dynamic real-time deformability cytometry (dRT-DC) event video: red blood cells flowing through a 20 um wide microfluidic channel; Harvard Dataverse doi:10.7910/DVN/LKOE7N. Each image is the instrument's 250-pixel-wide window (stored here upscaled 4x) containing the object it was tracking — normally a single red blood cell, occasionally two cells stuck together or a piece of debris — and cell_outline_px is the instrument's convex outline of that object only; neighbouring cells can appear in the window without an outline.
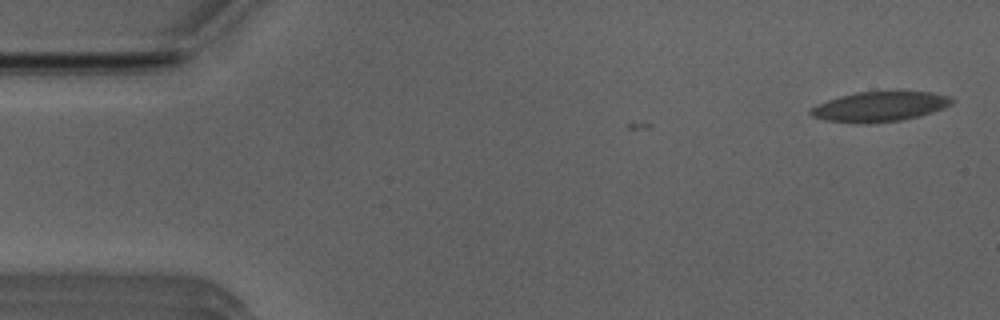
{"species": "Egyptian fruit bat (a non-hibernating species)", "species_latin": "Rousettus aegyptiacus", "temperature_condition": "room temperature", "stored_images_in_passage": 4, "camera_frame_rate_fps": 3000, "um_per_image_px": 0.085, "animal": {"sex": "male"}, "frame": {"image": 1, "passage_image": 1, "time_ms": 0.0, "image_size_px": [1000, 320], "cell_outline_px": [[956, 100], [952, 104], [944, 108], [920, 116], [900, 120], [864, 124], [856, 124], [824, 120], [812, 116], [808, 112], [812, 108], [828, 100], [840, 96], [856, 92], [932, 92], [952, 96]], "centroid_in_image_um": [74.81, 9.07], "position_along_channel_um": 10.2, "area_um2": 24.68}}